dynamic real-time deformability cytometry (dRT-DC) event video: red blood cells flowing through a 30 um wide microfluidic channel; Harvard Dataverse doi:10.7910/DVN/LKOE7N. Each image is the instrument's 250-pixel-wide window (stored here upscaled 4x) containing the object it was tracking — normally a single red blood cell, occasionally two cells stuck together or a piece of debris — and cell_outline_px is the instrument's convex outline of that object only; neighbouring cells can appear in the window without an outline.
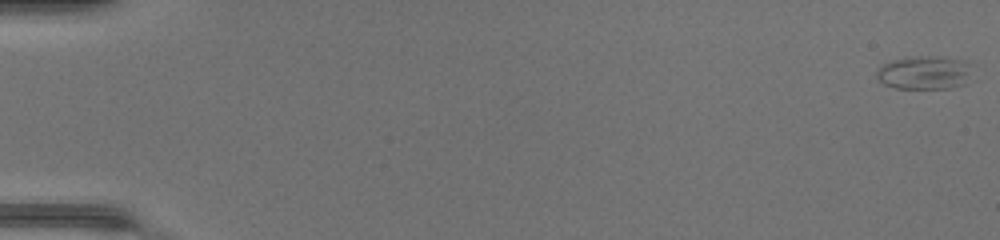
{"species": "common noctule bat (a hibernating species)", "species_latin": "Nyctalus noctula", "temperature_condition": "warm", "stored_images_in_passage": 49, "camera_frame_rate_fps": 3000, "um_per_image_px": 0.085, "animal": {"sex": "female", "body_mass_g": 17.0, "forearm_length_mm": 48.0}, "frame": {"image": 1, "passage_image": 1, "time_ms": 0.0, "image_size_px": [1000, 240], "cell_outline_px": [[964, 84], [948, 88], [896, 88], [884, 84], [876, 76], [880, 68], [884, 64], [896, 60], [956, 60], [964, 72]], "centroid_in_image_um": [78.35, 6.29], "position_along_channel_um": 6.7, "area_um2": 15.9}}
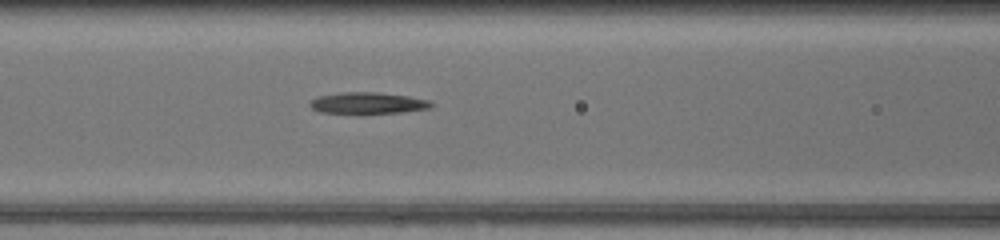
{"frame": {"image": 2, "passage_image": 23, "time_ms": 7.333, "image_size_px": [1000, 240], "cell_outline_px": [[436, 104], [428, 108], [400, 112], [320, 112], [312, 108], [308, 104], [312, 100], [320, 96], [344, 92], [376, 92], [408, 96], [428, 100]], "centroid_in_image_um": [31.29, 8.74], "position_along_channel_um": 135.3, "area_um2": 14.57}}
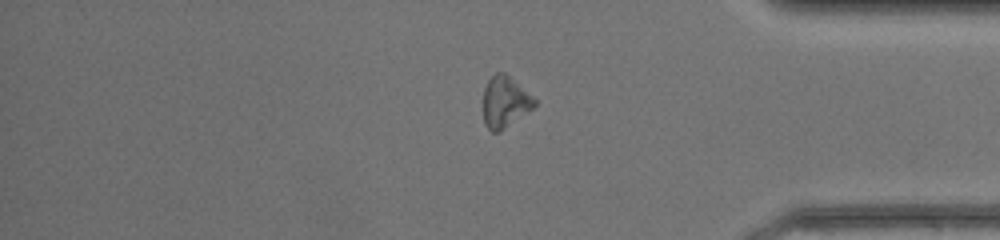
{"frame": {"image": 3, "passage_image": 42, "time_ms": 13.667, "image_size_px": [1000, 240], "cell_outline_px": [[536, 104], [532, 108], [500, 132], [492, 132], [484, 124], [484, 88], [488, 80], [496, 72], [504, 72], [532, 96], [536, 100]], "centroid_in_image_um": [42.9, 8.67], "position_along_channel_um": 392.3, "area_um2": 15.03}}